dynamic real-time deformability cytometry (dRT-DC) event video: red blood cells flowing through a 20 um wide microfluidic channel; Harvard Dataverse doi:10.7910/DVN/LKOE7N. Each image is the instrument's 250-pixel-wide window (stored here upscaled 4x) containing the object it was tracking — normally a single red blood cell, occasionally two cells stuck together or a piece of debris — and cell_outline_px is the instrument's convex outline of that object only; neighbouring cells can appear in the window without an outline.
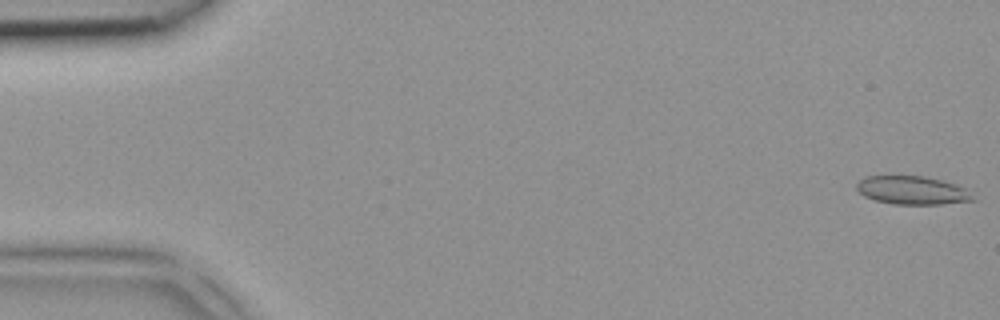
{"species": "common noctule bat (a hibernating species)", "species_latin": "Nyctalus noctula", "temperature_condition": "room temperature", "stored_images_in_passage": 5, "camera_frame_rate_fps": 3000, "um_per_image_px": 0.085, "animal": {"sex": "female", "body_mass_g": 18.4}, "frame": {"image": 1, "passage_image": 1, "time_ms": 0.0, "image_size_px": [1000, 320], "cell_outline_px": [[976, 200], [940, 204], [892, 204], [876, 200], [864, 196], [856, 188], [856, 184], [864, 176], [924, 176], [944, 180], [964, 188]], "centroid_in_image_um": [77.51, 16.17], "position_along_channel_um": 7.5, "area_um2": 19.07}}